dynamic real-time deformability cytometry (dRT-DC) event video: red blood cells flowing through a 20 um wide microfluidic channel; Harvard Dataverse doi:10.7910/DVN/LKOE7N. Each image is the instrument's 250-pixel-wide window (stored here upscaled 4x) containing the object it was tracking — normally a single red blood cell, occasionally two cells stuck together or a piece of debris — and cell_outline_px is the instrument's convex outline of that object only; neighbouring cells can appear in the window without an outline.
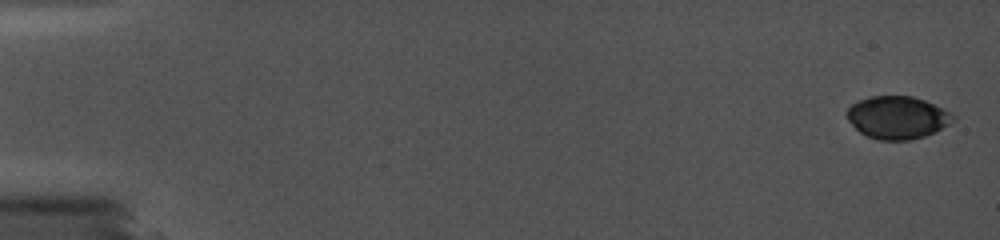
{"species": "common noctule bat (a hibernating species)", "species_latin": "Nyctalus noctula", "temperature_condition": "cold", "stored_images_in_passage": 15, "camera_frame_rate_fps": 5000, "um_per_image_px": 0.085, "animal": {"sex": "female", "body_mass_g": 19.0, "forearm_length_mm": 56.7}, "frame": {"image": 1, "passage_image": 1, "time_ms": 0.0, "image_size_px": [1000, 240], "cell_outline_px": [[956, 120], [924, 136], [908, 140], [880, 140], [868, 136], [860, 132], [848, 120], [848, 108], [852, 104], [860, 100], [872, 96], [912, 96], [924, 100], [956, 116]], "centroid_in_image_um": [76.27, 9.98], "position_along_channel_um": 8.7, "area_um2": 25.84}}
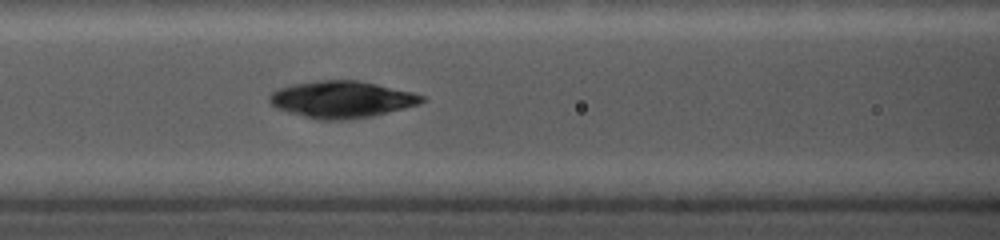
{"frame": {"image": 2, "passage_image": 10, "time_ms": 7.8, "image_size_px": [1000, 240], "cell_outline_px": [[428, 100], [420, 104], [372, 116], [348, 120], [316, 120], [288, 112], [276, 108], [268, 100], [268, 96], [272, 92], [280, 88], [292, 84], [316, 80], [356, 80], [376, 84], [412, 92], [428, 96]], "centroid_in_image_um": [29.06, 8.45], "position_along_channel_um": 137.5, "area_um2": 32.95}}
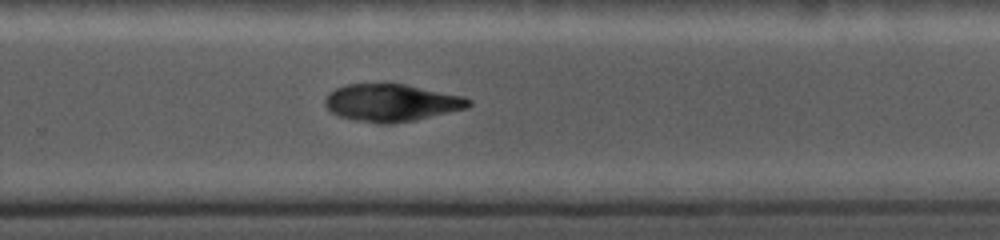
{"frame": {"image": 3, "passage_image": 15, "time_ms": 12.0, "image_size_px": [1000, 240], "cell_outline_px": [[472, 104], [468, 108], [416, 120], [392, 124], [376, 124], [356, 120], [340, 116], [332, 112], [324, 104], [324, 100], [328, 92], [336, 88], [348, 84], [404, 84], [464, 96], [472, 100]], "centroid_in_image_um": [33.29, 8.74], "position_along_channel_um": 296.5, "area_um2": 31.39}}